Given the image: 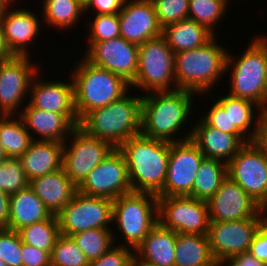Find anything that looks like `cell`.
<instances>
[{
	"label": "cell",
	"mask_w": 267,
	"mask_h": 266,
	"mask_svg": "<svg viewBox=\"0 0 267 266\" xmlns=\"http://www.w3.org/2000/svg\"><path fill=\"white\" fill-rule=\"evenodd\" d=\"M196 96L194 92L182 89L142 95L140 134L170 143L190 139L192 129L188 134L184 133V137L176 136L180 137V129L189 123Z\"/></svg>",
	"instance_id": "obj_1"
},
{
	"label": "cell",
	"mask_w": 267,
	"mask_h": 266,
	"mask_svg": "<svg viewBox=\"0 0 267 266\" xmlns=\"http://www.w3.org/2000/svg\"><path fill=\"white\" fill-rule=\"evenodd\" d=\"M118 150L125 158L132 191L158 195L166 179L170 142L139 134L124 141Z\"/></svg>",
	"instance_id": "obj_2"
},
{
	"label": "cell",
	"mask_w": 267,
	"mask_h": 266,
	"mask_svg": "<svg viewBox=\"0 0 267 266\" xmlns=\"http://www.w3.org/2000/svg\"><path fill=\"white\" fill-rule=\"evenodd\" d=\"M217 36L198 48L175 53L177 89L206 96L225 77L228 49L217 43ZM206 93V95H204ZM203 94V95H202Z\"/></svg>",
	"instance_id": "obj_3"
},
{
	"label": "cell",
	"mask_w": 267,
	"mask_h": 266,
	"mask_svg": "<svg viewBox=\"0 0 267 266\" xmlns=\"http://www.w3.org/2000/svg\"><path fill=\"white\" fill-rule=\"evenodd\" d=\"M129 94V95H128ZM142 95L129 93L113 103L94 109L79 122L87 135L106 140L115 148L140 134Z\"/></svg>",
	"instance_id": "obj_4"
},
{
	"label": "cell",
	"mask_w": 267,
	"mask_h": 266,
	"mask_svg": "<svg viewBox=\"0 0 267 266\" xmlns=\"http://www.w3.org/2000/svg\"><path fill=\"white\" fill-rule=\"evenodd\" d=\"M75 64L70 76L79 121L90 111L105 107L131 91L130 83L124 78L91 64L84 57Z\"/></svg>",
	"instance_id": "obj_5"
},
{
	"label": "cell",
	"mask_w": 267,
	"mask_h": 266,
	"mask_svg": "<svg viewBox=\"0 0 267 266\" xmlns=\"http://www.w3.org/2000/svg\"><path fill=\"white\" fill-rule=\"evenodd\" d=\"M254 38L237 60L228 52L225 73L232 71L229 95L253 101L263 110L267 108V42L260 35Z\"/></svg>",
	"instance_id": "obj_6"
},
{
	"label": "cell",
	"mask_w": 267,
	"mask_h": 266,
	"mask_svg": "<svg viewBox=\"0 0 267 266\" xmlns=\"http://www.w3.org/2000/svg\"><path fill=\"white\" fill-rule=\"evenodd\" d=\"M113 222L124 238L118 244L135 250L158 223L157 195L131 191L117 197L113 200Z\"/></svg>",
	"instance_id": "obj_7"
},
{
	"label": "cell",
	"mask_w": 267,
	"mask_h": 266,
	"mask_svg": "<svg viewBox=\"0 0 267 266\" xmlns=\"http://www.w3.org/2000/svg\"><path fill=\"white\" fill-rule=\"evenodd\" d=\"M130 86L143 90L144 95L177 89L175 53L162 35L139 45L138 69Z\"/></svg>",
	"instance_id": "obj_8"
},
{
	"label": "cell",
	"mask_w": 267,
	"mask_h": 266,
	"mask_svg": "<svg viewBox=\"0 0 267 266\" xmlns=\"http://www.w3.org/2000/svg\"><path fill=\"white\" fill-rule=\"evenodd\" d=\"M56 216L60 234L64 236L92 229H111L113 200L77 192Z\"/></svg>",
	"instance_id": "obj_9"
},
{
	"label": "cell",
	"mask_w": 267,
	"mask_h": 266,
	"mask_svg": "<svg viewBox=\"0 0 267 266\" xmlns=\"http://www.w3.org/2000/svg\"><path fill=\"white\" fill-rule=\"evenodd\" d=\"M114 149L106 140L89 136L76 127L63 143L62 168L78 187Z\"/></svg>",
	"instance_id": "obj_10"
},
{
	"label": "cell",
	"mask_w": 267,
	"mask_h": 266,
	"mask_svg": "<svg viewBox=\"0 0 267 266\" xmlns=\"http://www.w3.org/2000/svg\"><path fill=\"white\" fill-rule=\"evenodd\" d=\"M227 176L266 211L267 155L253 141L246 143L227 163Z\"/></svg>",
	"instance_id": "obj_11"
},
{
	"label": "cell",
	"mask_w": 267,
	"mask_h": 266,
	"mask_svg": "<svg viewBox=\"0 0 267 266\" xmlns=\"http://www.w3.org/2000/svg\"><path fill=\"white\" fill-rule=\"evenodd\" d=\"M32 61L30 56L14 55L0 63V115H19L17 109L25 106L31 82L41 69Z\"/></svg>",
	"instance_id": "obj_12"
},
{
	"label": "cell",
	"mask_w": 267,
	"mask_h": 266,
	"mask_svg": "<svg viewBox=\"0 0 267 266\" xmlns=\"http://www.w3.org/2000/svg\"><path fill=\"white\" fill-rule=\"evenodd\" d=\"M158 222L176 233L207 234V201L191 196L158 197Z\"/></svg>",
	"instance_id": "obj_13"
},
{
	"label": "cell",
	"mask_w": 267,
	"mask_h": 266,
	"mask_svg": "<svg viewBox=\"0 0 267 266\" xmlns=\"http://www.w3.org/2000/svg\"><path fill=\"white\" fill-rule=\"evenodd\" d=\"M265 217L210 222L207 232L209 247L217 263L228 261L233 255L248 252L258 228Z\"/></svg>",
	"instance_id": "obj_14"
},
{
	"label": "cell",
	"mask_w": 267,
	"mask_h": 266,
	"mask_svg": "<svg viewBox=\"0 0 267 266\" xmlns=\"http://www.w3.org/2000/svg\"><path fill=\"white\" fill-rule=\"evenodd\" d=\"M203 153L191 140L170 143L166 179L157 197L191 196Z\"/></svg>",
	"instance_id": "obj_15"
},
{
	"label": "cell",
	"mask_w": 267,
	"mask_h": 266,
	"mask_svg": "<svg viewBox=\"0 0 267 266\" xmlns=\"http://www.w3.org/2000/svg\"><path fill=\"white\" fill-rule=\"evenodd\" d=\"M132 191L123 154L115 148L78 186V192L114 200Z\"/></svg>",
	"instance_id": "obj_16"
},
{
	"label": "cell",
	"mask_w": 267,
	"mask_h": 266,
	"mask_svg": "<svg viewBox=\"0 0 267 266\" xmlns=\"http://www.w3.org/2000/svg\"><path fill=\"white\" fill-rule=\"evenodd\" d=\"M84 58L91 64L106 69L132 83L138 69L139 45L121 36L96 43H87Z\"/></svg>",
	"instance_id": "obj_17"
},
{
	"label": "cell",
	"mask_w": 267,
	"mask_h": 266,
	"mask_svg": "<svg viewBox=\"0 0 267 266\" xmlns=\"http://www.w3.org/2000/svg\"><path fill=\"white\" fill-rule=\"evenodd\" d=\"M210 222L265 217V212L228 176L218 191L207 201Z\"/></svg>",
	"instance_id": "obj_18"
},
{
	"label": "cell",
	"mask_w": 267,
	"mask_h": 266,
	"mask_svg": "<svg viewBox=\"0 0 267 266\" xmlns=\"http://www.w3.org/2000/svg\"><path fill=\"white\" fill-rule=\"evenodd\" d=\"M40 70L31 82L28 103L35 108L65 115L76 127L79 118L75 110L74 85L72 78L67 82L62 80L45 81L39 79ZM38 78V79H37Z\"/></svg>",
	"instance_id": "obj_19"
},
{
	"label": "cell",
	"mask_w": 267,
	"mask_h": 266,
	"mask_svg": "<svg viewBox=\"0 0 267 266\" xmlns=\"http://www.w3.org/2000/svg\"><path fill=\"white\" fill-rule=\"evenodd\" d=\"M120 36L137 45L162 35L151 0H126L118 13Z\"/></svg>",
	"instance_id": "obj_20"
},
{
	"label": "cell",
	"mask_w": 267,
	"mask_h": 266,
	"mask_svg": "<svg viewBox=\"0 0 267 266\" xmlns=\"http://www.w3.org/2000/svg\"><path fill=\"white\" fill-rule=\"evenodd\" d=\"M4 39L10 52L15 56H29L28 45L37 39L41 31V21L37 14L29 9L13 5L0 16Z\"/></svg>",
	"instance_id": "obj_21"
},
{
	"label": "cell",
	"mask_w": 267,
	"mask_h": 266,
	"mask_svg": "<svg viewBox=\"0 0 267 266\" xmlns=\"http://www.w3.org/2000/svg\"><path fill=\"white\" fill-rule=\"evenodd\" d=\"M18 116L22 118L26 129L29 132L32 130L31 133L35 134V137L32 136V140L64 143L70 133L76 128L65 115L38 109L32 107L29 103H26L20 109ZM36 134L38 135L37 137Z\"/></svg>",
	"instance_id": "obj_22"
},
{
	"label": "cell",
	"mask_w": 267,
	"mask_h": 266,
	"mask_svg": "<svg viewBox=\"0 0 267 266\" xmlns=\"http://www.w3.org/2000/svg\"><path fill=\"white\" fill-rule=\"evenodd\" d=\"M193 126L191 140L206 159L228 163L245 145L237 136L206 125L201 119Z\"/></svg>",
	"instance_id": "obj_23"
},
{
	"label": "cell",
	"mask_w": 267,
	"mask_h": 266,
	"mask_svg": "<svg viewBox=\"0 0 267 266\" xmlns=\"http://www.w3.org/2000/svg\"><path fill=\"white\" fill-rule=\"evenodd\" d=\"M29 187L52 215H57L78 192L63 168L30 180Z\"/></svg>",
	"instance_id": "obj_24"
},
{
	"label": "cell",
	"mask_w": 267,
	"mask_h": 266,
	"mask_svg": "<svg viewBox=\"0 0 267 266\" xmlns=\"http://www.w3.org/2000/svg\"><path fill=\"white\" fill-rule=\"evenodd\" d=\"M215 101L225 111H228L229 134L237 135L245 144L254 141L257 135L262 108L253 101L233 97L229 94L220 96ZM255 111L258 114L257 117H255ZM254 117L257 120H254Z\"/></svg>",
	"instance_id": "obj_25"
},
{
	"label": "cell",
	"mask_w": 267,
	"mask_h": 266,
	"mask_svg": "<svg viewBox=\"0 0 267 266\" xmlns=\"http://www.w3.org/2000/svg\"><path fill=\"white\" fill-rule=\"evenodd\" d=\"M19 159L27 179L33 180L62 169L63 143L32 140L29 148Z\"/></svg>",
	"instance_id": "obj_26"
},
{
	"label": "cell",
	"mask_w": 267,
	"mask_h": 266,
	"mask_svg": "<svg viewBox=\"0 0 267 266\" xmlns=\"http://www.w3.org/2000/svg\"><path fill=\"white\" fill-rule=\"evenodd\" d=\"M175 245L176 232L158 222L134 252L157 266H174Z\"/></svg>",
	"instance_id": "obj_27"
},
{
	"label": "cell",
	"mask_w": 267,
	"mask_h": 266,
	"mask_svg": "<svg viewBox=\"0 0 267 266\" xmlns=\"http://www.w3.org/2000/svg\"><path fill=\"white\" fill-rule=\"evenodd\" d=\"M51 216L50 211L29 186L10 195L9 230L18 232L23 227Z\"/></svg>",
	"instance_id": "obj_28"
},
{
	"label": "cell",
	"mask_w": 267,
	"mask_h": 266,
	"mask_svg": "<svg viewBox=\"0 0 267 266\" xmlns=\"http://www.w3.org/2000/svg\"><path fill=\"white\" fill-rule=\"evenodd\" d=\"M216 35L190 18L169 24L162 29V36L174 53L203 46Z\"/></svg>",
	"instance_id": "obj_29"
},
{
	"label": "cell",
	"mask_w": 267,
	"mask_h": 266,
	"mask_svg": "<svg viewBox=\"0 0 267 266\" xmlns=\"http://www.w3.org/2000/svg\"><path fill=\"white\" fill-rule=\"evenodd\" d=\"M174 266H217L207 234L176 233Z\"/></svg>",
	"instance_id": "obj_30"
},
{
	"label": "cell",
	"mask_w": 267,
	"mask_h": 266,
	"mask_svg": "<svg viewBox=\"0 0 267 266\" xmlns=\"http://www.w3.org/2000/svg\"><path fill=\"white\" fill-rule=\"evenodd\" d=\"M0 115V142L8 158H20L29 148L32 135L18 115Z\"/></svg>",
	"instance_id": "obj_31"
},
{
	"label": "cell",
	"mask_w": 267,
	"mask_h": 266,
	"mask_svg": "<svg viewBox=\"0 0 267 266\" xmlns=\"http://www.w3.org/2000/svg\"><path fill=\"white\" fill-rule=\"evenodd\" d=\"M41 14L44 23L59 28V30L73 29L85 14V8L77 0H43ZM83 13V14H82ZM77 23V24H76Z\"/></svg>",
	"instance_id": "obj_32"
},
{
	"label": "cell",
	"mask_w": 267,
	"mask_h": 266,
	"mask_svg": "<svg viewBox=\"0 0 267 266\" xmlns=\"http://www.w3.org/2000/svg\"><path fill=\"white\" fill-rule=\"evenodd\" d=\"M227 177V164L204 158L199 166L197 177L193 183L191 197L208 201L220 188L222 181Z\"/></svg>",
	"instance_id": "obj_33"
},
{
	"label": "cell",
	"mask_w": 267,
	"mask_h": 266,
	"mask_svg": "<svg viewBox=\"0 0 267 266\" xmlns=\"http://www.w3.org/2000/svg\"><path fill=\"white\" fill-rule=\"evenodd\" d=\"M18 233L23 243L50 253L52 252L56 240L61 235L56 215H52L46 220L23 227Z\"/></svg>",
	"instance_id": "obj_34"
},
{
	"label": "cell",
	"mask_w": 267,
	"mask_h": 266,
	"mask_svg": "<svg viewBox=\"0 0 267 266\" xmlns=\"http://www.w3.org/2000/svg\"><path fill=\"white\" fill-rule=\"evenodd\" d=\"M70 237L80 247L89 262L100 258L116 242V235L112 229L86 230Z\"/></svg>",
	"instance_id": "obj_35"
},
{
	"label": "cell",
	"mask_w": 267,
	"mask_h": 266,
	"mask_svg": "<svg viewBox=\"0 0 267 266\" xmlns=\"http://www.w3.org/2000/svg\"><path fill=\"white\" fill-rule=\"evenodd\" d=\"M228 3L227 0H189L188 18L204 25L215 34L216 24L227 14Z\"/></svg>",
	"instance_id": "obj_36"
},
{
	"label": "cell",
	"mask_w": 267,
	"mask_h": 266,
	"mask_svg": "<svg viewBox=\"0 0 267 266\" xmlns=\"http://www.w3.org/2000/svg\"><path fill=\"white\" fill-rule=\"evenodd\" d=\"M54 266H88L89 261L69 236L60 235L50 254Z\"/></svg>",
	"instance_id": "obj_37"
},
{
	"label": "cell",
	"mask_w": 267,
	"mask_h": 266,
	"mask_svg": "<svg viewBox=\"0 0 267 266\" xmlns=\"http://www.w3.org/2000/svg\"><path fill=\"white\" fill-rule=\"evenodd\" d=\"M29 186L19 158H7L0 164V191L12 195Z\"/></svg>",
	"instance_id": "obj_38"
},
{
	"label": "cell",
	"mask_w": 267,
	"mask_h": 266,
	"mask_svg": "<svg viewBox=\"0 0 267 266\" xmlns=\"http://www.w3.org/2000/svg\"><path fill=\"white\" fill-rule=\"evenodd\" d=\"M90 21L88 43L107 41L120 36V24L118 14L95 15ZM92 22V23H91Z\"/></svg>",
	"instance_id": "obj_39"
},
{
	"label": "cell",
	"mask_w": 267,
	"mask_h": 266,
	"mask_svg": "<svg viewBox=\"0 0 267 266\" xmlns=\"http://www.w3.org/2000/svg\"><path fill=\"white\" fill-rule=\"evenodd\" d=\"M162 28L188 18L189 0H151Z\"/></svg>",
	"instance_id": "obj_40"
},
{
	"label": "cell",
	"mask_w": 267,
	"mask_h": 266,
	"mask_svg": "<svg viewBox=\"0 0 267 266\" xmlns=\"http://www.w3.org/2000/svg\"><path fill=\"white\" fill-rule=\"evenodd\" d=\"M0 257L7 266H23L21 237L17 231L0 229Z\"/></svg>",
	"instance_id": "obj_41"
},
{
	"label": "cell",
	"mask_w": 267,
	"mask_h": 266,
	"mask_svg": "<svg viewBox=\"0 0 267 266\" xmlns=\"http://www.w3.org/2000/svg\"><path fill=\"white\" fill-rule=\"evenodd\" d=\"M134 250L121 246L113 245L100 258L90 261L88 266H128Z\"/></svg>",
	"instance_id": "obj_42"
},
{
	"label": "cell",
	"mask_w": 267,
	"mask_h": 266,
	"mask_svg": "<svg viewBox=\"0 0 267 266\" xmlns=\"http://www.w3.org/2000/svg\"><path fill=\"white\" fill-rule=\"evenodd\" d=\"M211 105L208 112L200 117V119L208 126L218 128L220 131L229 134L228 111H225L216 101Z\"/></svg>",
	"instance_id": "obj_43"
},
{
	"label": "cell",
	"mask_w": 267,
	"mask_h": 266,
	"mask_svg": "<svg viewBox=\"0 0 267 266\" xmlns=\"http://www.w3.org/2000/svg\"><path fill=\"white\" fill-rule=\"evenodd\" d=\"M23 266H48L51 264L50 252L25 244L21 240Z\"/></svg>",
	"instance_id": "obj_44"
},
{
	"label": "cell",
	"mask_w": 267,
	"mask_h": 266,
	"mask_svg": "<svg viewBox=\"0 0 267 266\" xmlns=\"http://www.w3.org/2000/svg\"><path fill=\"white\" fill-rule=\"evenodd\" d=\"M249 252L258 260L267 263V221L265 220L258 228Z\"/></svg>",
	"instance_id": "obj_45"
},
{
	"label": "cell",
	"mask_w": 267,
	"mask_h": 266,
	"mask_svg": "<svg viewBox=\"0 0 267 266\" xmlns=\"http://www.w3.org/2000/svg\"><path fill=\"white\" fill-rule=\"evenodd\" d=\"M126 0H90V2L85 7V14L89 13V10H96V15H106V14H118L125 3Z\"/></svg>",
	"instance_id": "obj_46"
},
{
	"label": "cell",
	"mask_w": 267,
	"mask_h": 266,
	"mask_svg": "<svg viewBox=\"0 0 267 266\" xmlns=\"http://www.w3.org/2000/svg\"><path fill=\"white\" fill-rule=\"evenodd\" d=\"M253 142L267 155V108L262 110L257 135Z\"/></svg>",
	"instance_id": "obj_47"
},
{
	"label": "cell",
	"mask_w": 267,
	"mask_h": 266,
	"mask_svg": "<svg viewBox=\"0 0 267 266\" xmlns=\"http://www.w3.org/2000/svg\"><path fill=\"white\" fill-rule=\"evenodd\" d=\"M228 262L232 266H267L266 262L256 259L249 251L233 255Z\"/></svg>",
	"instance_id": "obj_48"
},
{
	"label": "cell",
	"mask_w": 267,
	"mask_h": 266,
	"mask_svg": "<svg viewBox=\"0 0 267 266\" xmlns=\"http://www.w3.org/2000/svg\"><path fill=\"white\" fill-rule=\"evenodd\" d=\"M10 195L0 191V229H9Z\"/></svg>",
	"instance_id": "obj_49"
},
{
	"label": "cell",
	"mask_w": 267,
	"mask_h": 266,
	"mask_svg": "<svg viewBox=\"0 0 267 266\" xmlns=\"http://www.w3.org/2000/svg\"><path fill=\"white\" fill-rule=\"evenodd\" d=\"M13 56L14 55L10 52V50L6 45L2 24L0 22V60H7L12 58Z\"/></svg>",
	"instance_id": "obj_50"
},
{
	"label": "cell",
	"mask_w": 267,
	"mask_h": 266,
	"mask_svg": "<svg viewBox=\"0 0 267 266\" xmlns=\"http://www.w3.org/2000/svg\"><path fill=\"white\" fill-rule=\"evenodd\" d=\"M128 266H157L139 257L135 252L132 254Z\"/></svg>",
	"instance_id": "obj_51"
},
{
	"label": "cell",
	"mask_w": 267,
	"mask_h": 266,
	"mask_svg": "<svg viewBox=\"0 0 267 266\" xmlns=\"http://www.w3.org/2000/svg\"><path fill=\"white\" fill-rule=\"evenodd\" d=\"M17 0H0V16L3 15Z\"/></svg>",
	"instance_id": "obj_52"
},
{
	"label": "cell",
	"mask_w": 267,
	"mask_h": 266,
	"mask_svg": "<svg viewBox=\"0 0 267 266\" xmlns=\"http://www.w3.org/2000/svg\"><path fill=\"white\" fill-rule=\"evenodd\" d=\"M7 155H6V152L0 142V164L3 163L6 159H7Z\"/></svg>",
	"instance_id": "obj_53"
},
{
	"label": "cell",
	"mask_w": 267,
	"mask_h": 266,
	"mask_svg": "<svg viewBox=\"0 0 267 266\" xmlns=\"http://www.w3.org/2000/svg\"><path fill=\"white\" fill-rule=\"evenodd\" d=\"M84 8L87 6V4L90 2V0H77Z\"/></svg>",
	"instance_id": "obj_54"
},
{
	"label": "cell",
	"mask_w": 267,
	"mask_h": 266,
	"mask_svg": "<svg viewBox=\"0 0 267 266\" xmlns=\"http://www.w3.org/2000/svg\"><path fill=\"white\" fill-rule=\"evenodd\" d=\"M217 266H232L228 261L217 263Z\"/></svg>",
	"instance_id": "obj_55"
},
{
	"label": "cell",
	"mask_w": 267,
	"mask_h": 266,
	"mask_svg": "<svg viewBox=\"0 0 267 266\" xmlns=\"http://www.w3.org/2000/svg\"><path fill=\"white\" fill-rule=\"evenodd\" d=\"M0 266H7L6 263L2 261L1 257H0Z\"/></svg>",
	"instance_id": "obj_56"
},
{
	"label": "cell",
	"mask_w": 267,
	"mask_h": 266,
	"mask_svg": "<svg viewBox=\"0 0 267 266\" xmlns=\"http://www.w3.org/2000/svg\"><path fill=\"white\" fill-rule=\"evenodd\" d=\"M261 37L267 42V37H266V35H265V36H264V35H263V36L261 35Z\"/></svg>",
	"instance_id": "obj_57"
},
{
	"label": "cell",
	"mask_w": 267,
	"mask_h": 266,
	"mask_svg": "<svg viewBox=\"0 0 267 266\" xmlns=\"http://www.w3.org/2000/svg\"><path fill=\"white\" fill-rule=\"evenodd\" d=\"M265 212V220L267 221V209H266V211H264Z\"/></svg>",
	"instance_id": "obj_58"
}]
</instances>
